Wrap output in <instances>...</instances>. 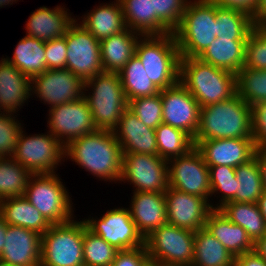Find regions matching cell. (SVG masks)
Wrapping results in <instances>:
<instances>
[{
  "label": "cell",
  "mask_w": 266,
  "mask_h": 266,
  "mask_svg": "<svg viewBox=\"0 0 266 266\" xmlns=\"http://www.w3.org/2000/svg\"><path fill=\"white\" fill-rule=\"evenodd\" d=\"M99 180L121 183V145L110 130H100L76 138L65 146V158Z\"/></svg>",
  "instance_id": "cell-1"
},
{
  "label": "cell",
  "mask_w": 266,
  "mask_h": 266,
  "mask_svg": "<svg viewBox=\"0 0 266 266\" xmlns=\"http://www.w3.org/2000/svg\"><path fill=\"white\" fill-rule=\"evenodd\" d=\"M179 82L197 100L200 108L228 100L237 93L236 74L198 57L180 58Z\"/></svg>",
  "instance_id": "cell-2"
},
{
  "label": "cell",
  "mask_w": 266,
  "mask_h": 266,
  "mask_svg": "<svg viewBox=\"0 0 266 266\" xmlns=\"http://www.w3.org/2000/svg\"><path fill=\"white\" fill-rule=\"evenodd\" d=\"M252 138L251 106L236 93L232 98L200 108L193 140Z\"/></svg>",
  "instance_id": "cell-3"
},
{
  "label": "cell",
  "mask_w": 266,
  "mask_h": 266,
  "mask_svg": "<svg viewBox=\"0 0 266 266\" xmlns=\"http://www.w3.org/2000/svg\"><path fill=\"white\" fill-rule=\"evenodd\" d=\"M173 33L180 58L199 57L217 38L216 4L210 0H189Z\"/></svg>",
  "instance_id": "cell-4"
},
{
  "label": "cell",
  "mask_w": 266,
  "mask_h": 266,
  "mask_svg": "<svg viewBox=\"0 0 266 266\" xmlns=\"http://www.w3.org/2000/svg\"><path fill=\"white\" fill-rule=\"evenodd\" d=\"M83 96L88 102L94 125L100 130L112 131L128 108L119 73L102 72L87 80Z\"/></svg>",
  "instance_id": "cell-5"
},
{
  "label": "cell",
  "mask_w": 266,
  "mask_h": 266,
  "mask_svg": "<svg viewBox=\"0 0 266 266\" xmlns=\"http://www.w3.org/2000/svg\"><path fill=\"white\" fill-rule=\"evenodd\" d=\"M135 55L159 90L173 86L179 81L180 53L173 32L141 36Z\"/></svg>",
  "instance_id": "cell-6"
},
{
  "label": "cell",
  "mask_w": 266,
  "mask_h": 266,
  "mask_svg": "<svg viewBox=\"0 0 266 266\" xmlns=\"http://www.w3.org/2000/svg\"><path fill=\"white\" fill-rule=\"evenodd\" d=\"M56 173L32 174L24 197L43 215L50 225L72 220V198Z\"/></svg>",
  "instance_id": "cell-7"
},
{
  "label": "cell",
  "mask_w": 266,
  "mask_h": 266,
  "mask_svg": "<svg viewBox=\"0 0 266 266\" xmlns=\"http://www.w3.org/2000/svg\"><path fill=\"white\" fill-rule=\"evenodd\" d=\"M84 220L51 225L41 236L40 266H84Z\"/></svg>",
  "instance_id": "cell-8"
},
{
  "label": "cell",
  "mask_w": 266,
  "mask_h": 266,
  "mask_svg": "<svg viewBox=\"0 0 266 266\" xmlns=\"http://www.w3.org/2000/svg\"><path fill=\"white\" fill-rule=\"evenodd\" d=\"M12 158L32 174L56 173L65 161V146L49 131L26 136L22 128Z\"/></svg>",
  "instance_id": "cell-9"
},
{
  "label": "cell",
  "mask_w": 266,
  "mask_h": 266,
  "mask_svg": "<svg viewBox=\"0 0 266 266\" xmlns=\"http://www.w3.org/2000/svg\"><path fill=\"white\" fill-rule=\"evenodd\" d=\"M195 232L171 224L161 225L147 238L145 246L150 260L164 266H191Z\"/></svg>",
  "instance_id": "cell-10"
},
{
  "label": "cell",
  "mask_w": 266,
  "mask_h": 266,
  "mask_svg": "<svg viewBox=\"0 0 266 266\" xmlns=\"http://www.w3.org/2000/svg\"><path fill=\"white\" fill-rule=\"evenodd\" d=\"M75 19L65 33L67 44L66 69L83 82L104 72L100 41Z\"/></svg>",
  "instance_id": "cell-11"
},
{
  "label": "cell",
  "mask_w": 266,
  "mask_h": 266,
  "mask_svg": "<svg viewBox=\"0 0 266 266\" xmlns=\"http://www.w3.org/2000/svg\"><path fill=\"white\" fill-rule=\"evenodd\" d=\"M120 181L130 182L134 192L165 193L169 187L168 160L158 155L123 153Z\"/></svg>",
  "instance_id": "cell-12"
},
{
  "label": "cell",
  "mask_w": 266,
  "mask_h": 266,
  "mask_svg": "<svg viewBox=\"0 0 266 266\" xmlns=\"http://www.w3.org/2000/svg\"><path fill=\"white\" fill-rule=\"evenodd\" d=\"M169 187L210 201L209 167L194 146L186 154L168 160Z\"/></svg>",
  "instance_id": "cell-13"
},
{
  "label": "cell",
  "mask_w": 266,
  "mask_h": 266,
  "mask_svg": "<svg viewBox=\"0 0 266 266\" xmlns=\"http://www.w3.org/2000/svg\"><path fill=\"white\" fill-rule=\"evenodd\" d=\"M87 228L119 251L145 246V239L138 232L129 208L107 210L99 219L86 218Z\"/></svg>",
  "instance_id": "cell-14"
},
{
  "label": "cell",
  "mask_w": 266,
  "mask_h": 266,
  "mask_svg": "<svg viewBox=\"0 0 266 266\" xmlns=\"http://www.w3.org/2000/svg\"><path fill=\"white\" fill-rule=\"evenodd\" d=\"M47 124L49 125H47L48 131L64 146L76 138L97 130L84 96L78 100L49 108Z\"/></svg>",
  "instance_id": "cell-15"
},
{
  "label": "cell",
  "mask_w": 266,
  "mask_h": 266,
  "mask_svg": "<svg viewBox=\"0 0 266 266\" xmlns=\"http://www.w3.org/2000/svg\"><path fill=\"white\" fill-rule=\"evenodd\" d=\"M52 108L78 100L84 95V82L69 69H47L31 78V95Z\"/></svg>",
  "instance_id": "cell-16"
},
{
  "label": "cell",
  "mask_w": 266,
  "mask_h": 266,
  "mask_svg": "<svg viewBox=\"0 0 266 266\" xmlns=\"http://www.w3.org/2000/svg\"><path fill=\"white\" fill-rule=\"evenodd\" d=\"M163 123L180 129L194 139L200 118V106L190 92L178 81L161 90Z\"/></svg>",
  "instance_id": "cell-17"
},
{
  "label": "cell",
  "mask_w": 266,
  "mask_h": 266,
  "mask_svg": "<svg viewBox=\"0 0 266 266\" xmlns=\"http://www.w3.org/2000/svg\"><path fill=\"white\" fill-rule=\"evenodd\" d=\"M168 224L193 232L205 228L211 202L197 195L168 187L164 193Z\"/></svg>",
  "instance_id": "cell-18"
},
{
  "label": "cell",
  "mask_w": 266,
  "mask_h": 266,
  "mask_svg": "<svg viewBox=\"0 0 266 266\" xmlns=\"http://www.w3.org/2000/svg\"><path fill=\"white\" fill-rule=\"evenodd\" d=\"M207 166H231L249 162L255 157L256 146L252 138L193 140Z\"/></svg>",
  "instance_id": "cell-19"
},
{
  "label": "cell",
  "mask_w": 266,
  "mask_h": 266,
  "mask_svg": "<svg viewBox=\"0 0 266 266\" xmlns=\"http://www.w3.org/2000/svg\"><path fill=\"white\" fill-rule=\"evenodd\" d=\"M0 261L12 266H40L41 235L24 227L7 225Z\"/></svg>",
  "instance_id": "cell-20"
},
{
  "label": "cell",
  "mask_w": 266,
  "mask_h": 266,
  "mask_svg": "<svg viewBox=\"0 0 266 266\" xmlns=\"http://www.w3.org/2000/svg\"><path fill=\"white\" fill-rule=\"evenodd\" d=\"M122 153L158 155L155 129L147 127L128 108L112 130Z\"/></svg>",
  "instance_id": "cell-21"
},
{
  "label": "cell",
  "mask_w": 266,
  "mask_h": 266,
  "mask_svg": "<svg viewBox=\"0 0 266 266\" xmlns=\"http://www.w3.org/2000/svg\"><path fill=\"white\" fill-rule=\"evenodd\" d=\"M129 210L138 232L144 239L155 229L168 223L164 193L133 192Z\"/></svg>",
  "instance_id": "cell-22"
},
{
  "label": "cell",
  "mask_w": 266,
  "mask_h": 266,
  "mask_svg": "<svg viewBox=\"0 0 266 266\" xmlns=\"http://www.w3.org/2000/svg\"><path fill=\"white\" fill-rule=\"evenodd\" d=\"M30 96H32L31 78L2 57L0 60V112L17 114L18 109H21L26 101L28 102Z\"/></svg>",
  "instance_id": "cell-23"
},
{
  "label": "cell",
  "mask_w": 266,
  "mask_h": 266,
  "mask_svg": "<svg viewBox=\"0 0 266 266\" xmlns=\"http://www.w3.org/2000/svg\"><path fill=\"white\" fill-rule=\"evenodd\" d=\"M67 8L57 5L53 9L42 6L36 9L26 21V36L47 42L63 37L69 25L76 19Z\"/></svg>",
  "instance_id": "cell-24"
},
{
  "label": "cell",
  "mask_w": 266,
  "mask_h": 266,
  "mask_svg": "<svg viewBox=\"0 0 266 266\" xmlns=\"http://www.w3.org/2000/svg\"><path fill=\"white\" fill-rule=\"evenodd\" d=\"M205 228L236 258L254 250V243L246 230L234 224L219 209H213L205 223Z\"/></svg>",
  "instance_id": "cell-25"
},
{
  "label": "cell",
  "mask_w": 266,
  "mask_h": 266,
  "mask_svg": "<svg viewBox=\"0 0 266 266\" xmlns=\"http://www.w3.org/2000/svg\"><path fill=\"white\" fill-rule=\"evenodd\" d=\"M81 18L82 20L79 23L98 41L127 29L119 0L96 6Z\"/></svg>",
  "instance_id": "cell-26"
},
{
  "label": "cell",
  "mask_w": 266,
  "mask_h": 266,
  "mask_svg": "<svg viewBox=\"0 0 266 266\" xmlns=\"http://www.w3.org/2000/svg\"><path fill=\"white\" fill-rule=\"evenodd\" d=\"M142 35L127 28L119 34L100 41L104 72L119 73L135 55L136 45Z\"/></svg>",
  "instance_id": "cell-27"
},
{
  "label": "cell",
  "mask_w": 266,
  "mask_h": 266,
  "mask_svg": "<svg viewBox=\"0 0 266 266\" xmlns=\"http://www.w3.org/2000/svg\"><path fill=\"white\" fill-rule=\"evenodd\" d=\"M0 215L7 225L24 227L41 236L51 226L43 215L24 197H10L0 201Z\"/></svg>",
  "instance_id": "cell-28"
},
{
  "label": "cell",
  "mask_w": 266,
  "mask_h": 266,
  "mask_svg": "<svg viewBox=\"0 0 266 266\" xmlns=\"http://www.w3.org/2000/svg\"><path fill=\"white\" fill-rule=\"evenodd\" d=\"M246 42L247 40L217 37L198 58L214 67L237 74L245 63Z\"/></svg>",
  "instance_id": "cell-29"
},
{
  "label": "cell",
  "mask_w": 266,
  "mask_h": 266,
  "mask_svg": "<svg viewBox=\"0 0 266 266\" xmlns=\"http://www.w3.org/2000/svg\"><path fill=\"white\" fill-rule=\"evenodd\" d=\"M4 59L30 78L47 70L45 42L30 36L20 39L13 56Z\"/></svg>",
  "instance_id": "cell-30"
},
{
  "label": "cell",
  "mask_w": 266,
  "mask_h": 266,
  "mask_svg": "<svg viewBox=\"0 0 266 266\" xmlns=\"http://www.w3.org/2000/svg\"><path fill=\"white\" fill-rule=\"evenodd\" d=\"M235 257L206 228L194 235V257L191 266H234Z\"/></svg>",
  "instance_id": "cell-31"
},
{
  "label": "cell",
  "mask_w": 266,
  "mask_h": 266,
  "mask_svg": "<svg viewBox=\"0 0 266 266\" xmlns=\"http://www.w3.org/2000/svg\"><path fill=\"white\" fill-rule=\"evenodd\" d=\"M219 210L231 222L244 228L254 244L266 234V222L256 203L227 202Z\"/></svg>",
  "instance_id": "cell-32"
},
{
  "label": "cell",
  "mask_w": 266,
  "mask_h": 266,
  "mask_svg": "<svg viewBox=\"0 0 266 266\" xmlns=\"http://www.w3.org/2000/svg\"><path fill=\"white\" fill-rule=\"evenodd\" d=\"M122 87L128 101L154 96L160 90L149 79L139 58L134 55L119 72Z\"/></svg>",
  "instance_id": "cell-33"
},
{
  "label": "cell",
  "mask_w": 266,
  "mask_h": 266,
  "mask_svg": "<svg viewBox=\"0 0 266 266\" xmlns=\"http://www.w3.org/2000/svg\"><path fill=\"white\" fill-rule=\"evenodd\" d=\"M254 23L249 13L228 7L216 5L217 37L231 40H247Z\"/></svg>",
  "instance_id": "cell-34"
},
{
  "label": "cell",
  "mask_w": 266,
  "mask_h": 266,
  "mask_svg": "<svg viewBox=\"0 0 266 266\" xmlns=\"http://www.w3.org/2000/svg\"><path fill=\"white\" fill-rule=\"evenodd\" d=\"M236 196L230 202L256 203L264 192L260 162L255 156L249 162L235 168Z\"/></svg>",
  "instance_id": "cell-35"
},
{
  "label": "cell",
  "mask_w": 266,
  "mask_h": 266,
  "mask_svg": "<svg viewBox=\"0 0 266 266\" xmlns=\"http://www.w3.org/2000/svg\"><path fill=\"white\" fill-rule=\"evenodd\" d=\"M32 173L12 157L0 158V201L24 196Z\"/></svg>",
  "instance_id": "cell-36"
},
{
  "label": "cell",
  "mask_w": 266,
  "mask_h": 266,
  "mask_svg": "<svg viewBox=\"0 0 266 266\" xmlns=\"http://www.w3.org/2000/svg\"><path fill=\"white\" fill-rule=\"evenodd\" d=\"M127 28L142 35H154L153 0H119Z\"/></svg>",
  "instance_id": "cell-37"
},
{
  "label": "cell",
  "mask_w": 266,
  "mask_h": 266,
  "mask_svg": "<svg viewBox=\"0 0 266 266\" xmlns=\"http://www.w3.org/2000/svg\"><path fill=\"white\" fill-rule=\"evenodd\" d=\"M155 133L158 156L166 160L182 156L194 147L193 139L187 133L163 122Z\"/></svg>",
  "instance_id": "cell-38"
},
{
  "label": "cell",
  "mask_w": 266,
  "mask_h": 266,
  "mask_svg": "<svg viewBox=\"0 0 266 266\" xmlns=\"http://www.w3.org/2000/svg\"><path fill=\"white\" fill-rule=\"evenodd\" d=\"M237 94L249 106L266 100V70L242 68L236 74Z\"/></svg>",
  "instance_id": "cell-39"
},
{
  "label": "cell",
  "mask_w": 266,
  "mask_h": 266,
  "mask_svg": "<svg viewBox=\"0 0 266 266\" xmlns=\"http://www.w3.org/2000/svg\"><path fill=\"white\" fill-rule=\"evenodd\" d=\"M119 250L87 228L84 221V266H110Z\"/></svg>",
  "instance_id": "cell-40"
},
{
  "label": "cell",
  "mask_w": 266,
  "mask_h": 266,
  "mask_svg": "<svg viewBox=\"0 0 266 266\" xmlns=\"http://www.w3.org/2000/svg\"><path fill=\"white\" fill-rule=\"evenodd\" d=\"M188 0H153L154 35L172 33L180 24Z\"/></svg>",
  "instance_id": "cell-41"
},
{
  "label": "cell",
  "mask_w": 266,
  "mask_h": 266,
  "mask_svg": "<svg viewBox=\"0 0 266 266\" xmlns=\"http://www.w3.org/2000/svg\"><path fill=\"white\" fill-rule=\"evenodd\" d=\"M208 167L211 187L210 198L212 195L221 193V196H217V199L221 197L218 201L219 203H211V207L212 209H219L236 196L237 183L239 182L236 179L235 168L231 166L219 165Z\"/></svg>",
  "instance_id": "cell-42"
},
{
  "label": "cell",
  "mask_w": 266,
  "mask_h": 266,
  "mask_svg": "<svg viewBox=\"0 0 266 266\" xmlns=\"http://www.w3.org/2000/svg\"><path fill=\"white\" fill-rule=\"evenodd\" d=\"M128 109L147 127L156 129L162 122V100L160 93L128 101Z\"/></svg>",
  "instance_id": "cell-43"
},
{
  "label": "cell",
  "mask_w": 266,
  "mask_h": 266,
  "mask_svg": "<svg viewBox=\"0 0 266 266\" xmlns=\"http://www.w3.org/2000/svg\"><path fill=\"white\" fill-rule=\"evenodd\" d=\"M244 68L266 70V28L254 26L246 42Z\"/></svg>",
  "instance_id": "cell-44"
},
{
  "label": "cell",
  "mask_w": 266,
  "mask_h": 266,
  "mask_svg": "<svg viewBox=\"0 0 266 266\" xmlns=\"http://www.w3.org/2000/svg\"><path fill=\"white\" fill-rule=\"evenodd\" d=\"M16 118L17 115L13 113L0 112V158L12 157L14 154L19 133L23 128Z\"/></svg>",
  "instance_id": "cell-45"
},
{
  "label": "cell",
  "mask_w": 266,
  "mask_h": 266,
  "mask_svg": "<svg viewBox=\"0 0 266 266\" xmlns=\"http://www.w3.org/2000/svg\"><path fill=\"white\" fill-rule=\"evenodd\" d=\"M47 69H65L67 61V44L65 35L45 42Z\"/></svg>",
  "instance_id": "cell-46"
},
{
  "label": "cell",
  "mask_w": 266,
  "mask_h": 266,
  "mask_svg": "<svg viewBox=\"0 0 266 266\" xmlns=\"http://www.w3.org/2000/svg\"><path fill=\"white\" fill-rule=\"evenodd\" d=\"M251 122L256 148L266 145V100L251 106Z\"/></svg>",
  "instance_id": "cell-47"
},
{
  "label": "cell",
  "mask_w": 266,
  "mask_h": 266,
  "mask_svg": "<svg viewBox=\"0 0 266 266\" xmlns=\"http://www.w3.org/2000/svg\"><path fill=\"white\" fill-rule=\"evenodd\" d=\"M149 259L146 246L118 251L110 266H143Z\"/></svg>",
  "instance_id": "cell-48"
},
{
  "label": "cell",
  "mask_w": 266,
  "mask_h": 266,
  "mask_svg": "<svg viewBox=\"0 0 266 266\" xmlns=\"http://www.w3.org/2000/svg\"><path fill=\"white\" fill-rule=\"evenodd\" d=\"M234 266H266V261L253 250L236 257Z\"/></svg>",
  "instance_id": "cell-49"
},
{
  "label": "cell",
  "mask_w": 266,
  "mask_h": 266,
  "mask_svg": "<svg viewBox=\"0 0 266 266\" xmlns=\"http://www.w3.org/2000/svg\"><path fill=\"white\" fill-rule=\"evenodd\" d=\"M254 26L266 25V0H260L252 15Z\"/></svg>",
  "instance_id": "cell-50"
},
{
  "label": "cell",
  "mask_w": 266,
  "mask_h": 266,
  "mask_svg": "<svg viewBox=\"0 0 266 266\" xmlns=\"http://www.w3.org/2000/svg\"><path fill=\"white\" fill-rule=\"evenodd\" d=\"M255 156L260 162L262 173L263 189L266 191V145L256 148Z\"/></svg>",
  "instance_id": "cell-51"
},
{
  "label": "cell",
  "mask_w": 266,
  "mask_h": 266,
  "mask_svg": "<svg viewBox=\"0 0 266 266\" xmlns=\"http://www.w3.org/2000/svg\"><path fill=\"white\" fill-rule=\"evenodd\" d=\"M220 7L234 8L244 11V0H210Z\"/></svg>",
  "instance_id": "cell-52"
},
{
  "label": "cell",
  "mask_w": 266,
  "mask_h": 266,
  "mask_svg": "<svg viewBox=\"0 0 266 266\" xmlns=\"http://www.w3.org/2000/svg\"><path fill=\"white\" fill-rule=\"evenodd\" d=\"M254 250L266 261V234L254 244Z\"/></svg>",
  "instance_id": "cell-53"
},
{
  "label": "cell",
  "mask_w": 266,
  "mask_h": 266,
  "mask_svg": "<svg viewBox=\"0 0 266 266\" xmlns=\"http://www.w3.org/2000/svg\"><path fill=\"white\" fill-rule=\"evenodd\" d=\"M258 209L260 210L261 215L266 222V191H264L261 196L257 199L256 202Z\"/></svg>",
  "instance_id": "cell-54"
},
{
  "label": "cell",
  "mask_w": 266,
  "mask_h": 266,
  "mask_svg": "<svg viewBox=\"0 0 266 266\" xmlns=\"http://www.w3.org/2000/svg\"><path fill=\"white\" fill-rule=\"evenodd\" d=\"M6 230H7V224L5 223L3 217L0 215V253L2 252L5 244Z\"/></svg>",
  "instance_id": "cell-55"
},
{
  "label": "cell",
  "mask_w": 266,
  "mask_h": 266,
  "mask_svg": "<svg viewBox=\"0 0 266 266\" xmlns=\"http://www.w3.org/2000/svg\"><path fill=\"white\" fill-rule=\"evenodd\" d=\"M260 0H244V11L253 15Z\"/></svg>",
  "instance_id": "cell-56"
},
{
  "label": "cell",
  "mask_w": 266,
  "mask_h": 266,
  "mask_svg": "<svg viewBox=\"0 0 266 266\" xmlns=\"http://www.w3.org/2000/svg\"><path fill=\"white\" fill-rule=\"evenodd\" d=\"M143 266H164L163 264H161L160 262H156L153 260L148 259Z\"/></svg>",
  "instance_id": "cell-57"
},
{
  "label": "cell",
  "mask_w": 266,
  "mask_h": 266,
  "mask_svg": "<svg viewBox=\"0 0 266 266\" xmlns=\"http://www.w3.org/2000/svg\"><path fill=\"white\" fill-rule=\"evenodd\" d=\"M19 0H0V7H5L6 5H12L13 3L18 2Z\"/></svg>",
  "instance_id": "cell-58"
},
{
  "label": "cell",
  "mask_w": 266,
  "mask_h": 266,
  "mask_svg": "<svg viewBox=\"0 0 266 266\" xmlns=\"http://www.w3.org/2000/svg\"><path fill=\"white\" fill-rule=\"evenodd\" d=\"M0 266H12V265H10V264H8V263H4V262L0 261Z\"/></svg>",
  "instance_id": "cell-59"
}]
</instances>
